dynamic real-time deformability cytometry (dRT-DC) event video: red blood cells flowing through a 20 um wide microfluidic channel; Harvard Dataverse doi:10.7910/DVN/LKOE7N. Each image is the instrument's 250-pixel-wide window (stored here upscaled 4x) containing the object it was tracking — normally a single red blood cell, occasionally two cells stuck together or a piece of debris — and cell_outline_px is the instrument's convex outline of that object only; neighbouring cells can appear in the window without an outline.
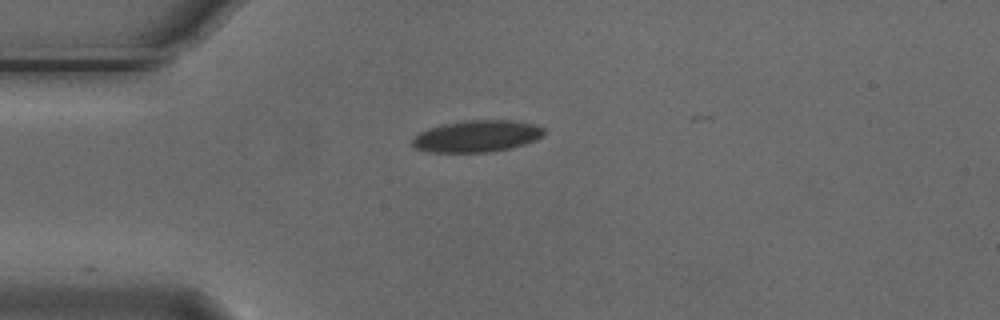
{"species": "Egyptian fruit bat (a non-hibernating species)", "species_latin": "Rousettus aegyptiacus", "temperature_condition": "cold", "stored_images_in_passage": 3, "camera_frame_rate_fps": 3000, "um_per_image_px": 0.085, "animal": {"sex": "male"}, "frame": {"image": 1, "passage_image": 1, "time_ms": 0.0, "image_size_px": [1000, 320], "cell_outline_px": [[544, 132], [536, 140], [524, 144], [508, 148], [488, 152], [428, 152], [416, 148], [412, 144], [412, 140], [420, 132], [428, 128], [444, 124], [468, 120], [512, 120], [536, 124], [544, 128]], "centroid_in_image_um": [40.54, 11.57], "position_along_channel_um": 44.5, "area_um2": 24.16}}
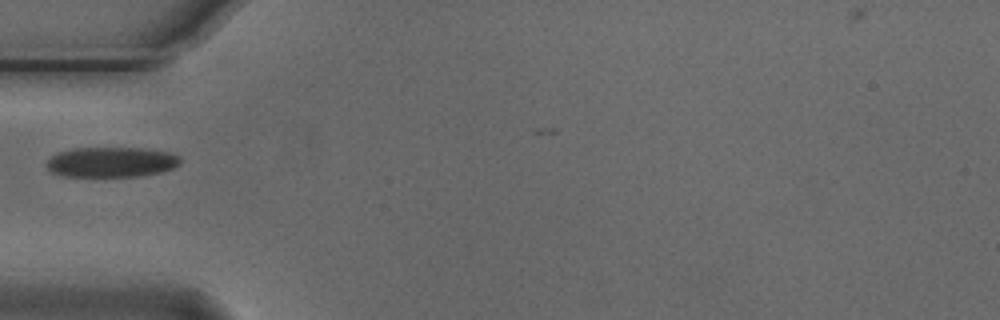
{"frame": {"image": 2, "passage_image": 2, "time_ms": 0.333, "image_size_px": [1000, 320], "cell_outline_px": [[180, 164], [172, 168], [160, 172], [144, 176], [64, 176], [48, 172], [44, 164], [56, 152], [72, 148], [144, 148], [168, 152], [180, 156]], "centroid_in_image_um": [9.42, 13.77], "position_along_channel_um": 75.6, "area_um2": 23.76}}
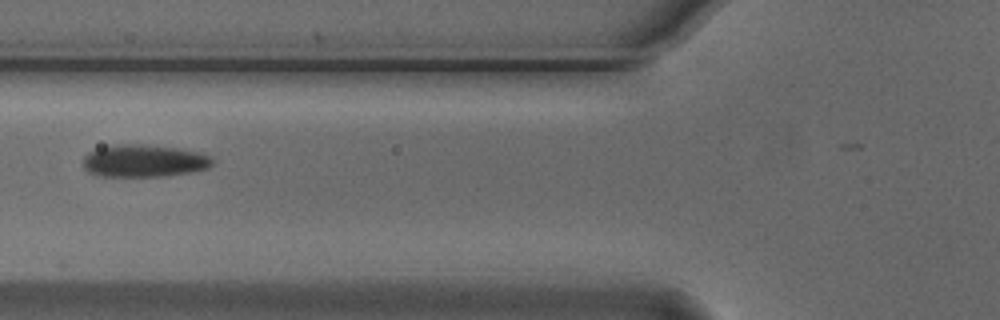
{"frame": {"image": 3, "passage_image": 3, "time_ms": 0.667, "image_size_px": [1000, 320], "cell_outline_px": [[216, 160], [208, 168], [192, 172], [164, 176], [100, 176], [88, 172], [84, 168], [84, 156], [88, 152], [100, 148], [116, 144], [140, 144], [176, 148], [200, 152], [212, 156]], "centroid_in_image_um": [12.28, 13.67], "position_along_channel_um": 113.5, "area_um2": 24.51}}